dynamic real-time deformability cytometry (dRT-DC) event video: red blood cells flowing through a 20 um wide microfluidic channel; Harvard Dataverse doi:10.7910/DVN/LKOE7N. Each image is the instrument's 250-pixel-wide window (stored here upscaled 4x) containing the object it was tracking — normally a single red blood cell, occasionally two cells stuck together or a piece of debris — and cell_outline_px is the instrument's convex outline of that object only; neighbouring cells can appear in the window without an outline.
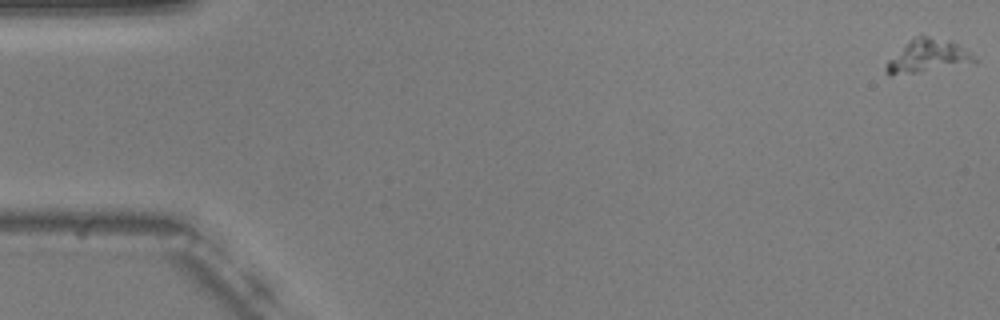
{"species": "common noctule bat (a hibernating species)", "species_latin": "Nyctalus noctula", "temperature_condition": "warm", "stored_images_in_passage": 52, "camera_frame_rate_fps": 3000, "um_per_image_px": 0.085, "animal": {"sex": "male", "body_mass_g": 20.5, "forearm_length_mm": 52.5}, "frame": {"image": 1, "passage_image": 1, "time_ms": 0.0, "image_size_px": [1000, 320], "cell_outline_px": [[976, 64], [892, 76], [888, 76], [884, 72], [884, 68], [888, 60], [912, 36], [928, 36], [952, 40], [964, 48], [976, 60]], "centroid_in_image_um": [78.83, 4.78], "position_along_channel_um": 6.2, "area_um2": 17.4}}
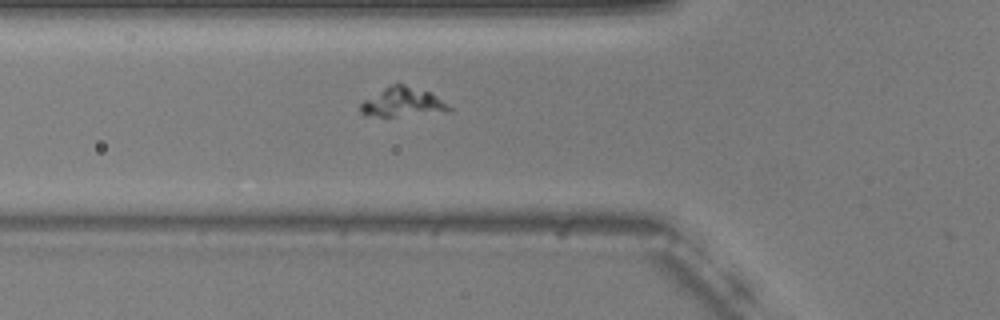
{"frame": {"image": 2, "passage_image": 20, "time_ms": 6.333, "image_size_px": [1000, 320], "cell_outline_px": [[452, 112], [392, 116], [376, 116], [360, 112], [360, 104], [364, 100], [388, 84], [404, 84], [428, 92], [448, 104], [452, 108]], "centroid_in_image_um": [34.23, 8.68], "position_along_channel_um": 91.6, "area_um2": 14.91}}
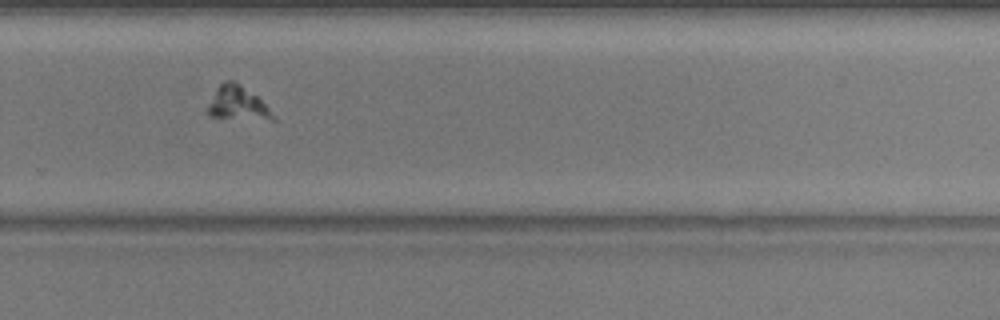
{"frame": {"image": 3, "passage_image": 38, "time_ms": 12.333, "image_size_px": [1000, 320], "cell_outline_px": [[276, 120], [272, 120], [212, 116], [208, 112], [208, 104], [216, 88], [224, 80], [236, 80], [256, 96], [276, 116]], "centroid_in_image_um": [20.19, 8.75], "position_along_channel_um": 309.6, "area_um2": 12.54}}